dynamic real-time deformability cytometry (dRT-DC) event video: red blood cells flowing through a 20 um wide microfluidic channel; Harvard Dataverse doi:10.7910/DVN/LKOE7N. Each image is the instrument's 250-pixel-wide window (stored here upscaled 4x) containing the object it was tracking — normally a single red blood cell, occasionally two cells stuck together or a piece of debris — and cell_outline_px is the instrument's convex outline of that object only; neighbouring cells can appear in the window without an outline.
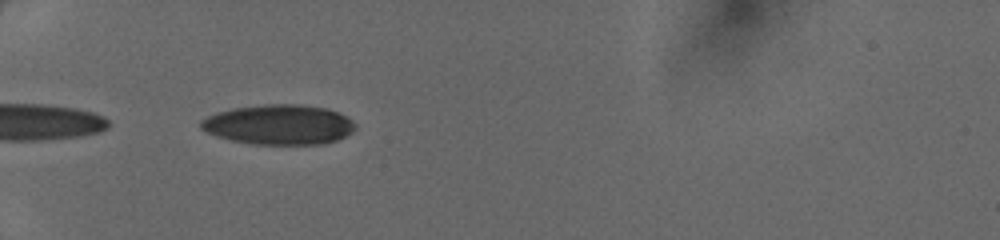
{"species": "human", "species_latin": "Homo sapiens", "temperature_condition": "cold", "stored_images_in_passage": 32, "camera_frame_rate_fps": 3000, "um_per_image_px": 0.085, "donor": {"sex": "female"}, "frame": {"image": 1, "passage_image": 1, "time_ms": 0.0, "image_size_px": [1000, 240], "cell_outline_px": [[356, 128], [352, 132], [336, 140], [324, 144], [252, 144], [232, 140], [216, 136], [200, 128], [200, 120], [208, 116], [220, 112], [236, 108], [268, 104], [296, 104], [324, 108], [336, 112], [352, 120], [356, 124]], "centroid_in_image_um": [23.72, 10.6], "position_along_channel_um": 61.3, "area_um2": 35.55}}
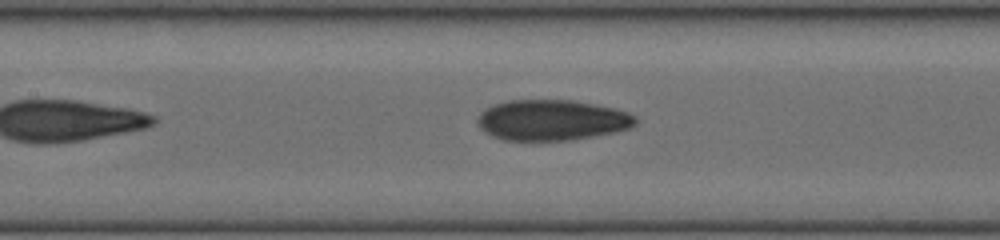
{"frame": {"image": 2, "passage_image": 9, "time_ms": 2.667, "image_size_px": [1000, 240], "cell_outline_px": [[636, 124], [632, 128], [616, 132], [572, 140], [504, 140], [492, 136], [484, 132], [480, 128], [476, 120], [480, 112], [484, 108], [508, 100], [572, 100], [612, 108], [628, 112], [636, 116]], "centroid_in_image_um": [46.9, 10.21], "position_along_channel_um": 160.5, "area_um2": 37.57}}
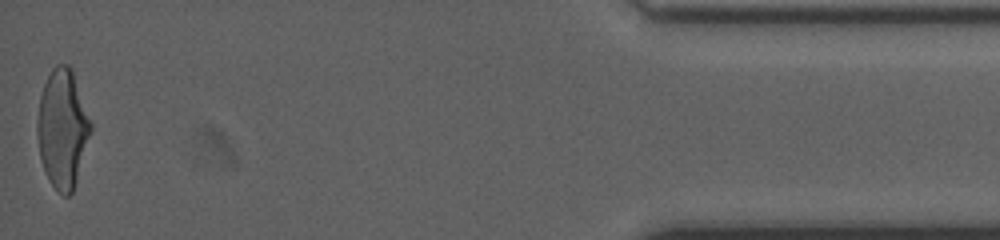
{"frame": {"image": 3, "passage_image": 32, "time_ms": 10.333, "image_size_px": [1000, 240], "cell_outline_px": [[92, 128], [76, 180], [72, 192], [68, 196], [64, 196], [48, 180], [44, 172], [40, 160], [36, 132], [36, 120], [40, 96], [44, 84], [52, 68], [56, 64], [68, 64], [72, 68], [92, 124]], "centroid_in_image_um": [5.29, 10.91], "position_along_channel_um": 429.9, "area_um2": 36.93}}